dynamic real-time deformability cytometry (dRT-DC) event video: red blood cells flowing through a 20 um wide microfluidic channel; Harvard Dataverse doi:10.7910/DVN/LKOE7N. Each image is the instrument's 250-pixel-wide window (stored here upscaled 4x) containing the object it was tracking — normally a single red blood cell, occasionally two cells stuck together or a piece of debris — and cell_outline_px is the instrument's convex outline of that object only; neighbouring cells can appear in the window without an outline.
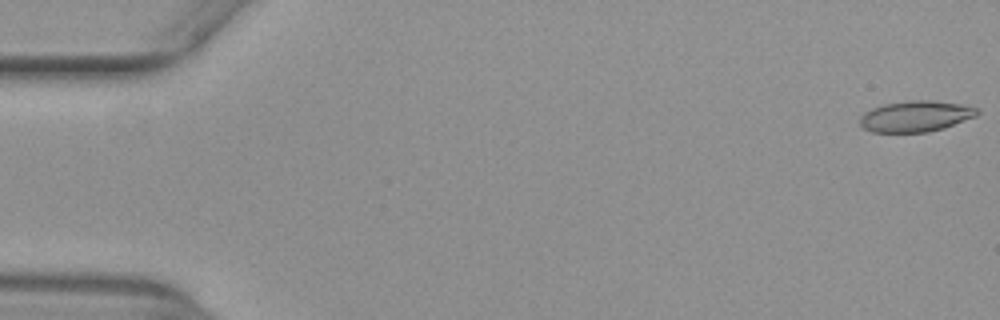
{"species": "common noctule bat (a hibernating species)", "species_latin": "Nyctalus noctula", "temperature_condition": "warm", "stored_images_in_passage": 12, "camera_frame_rate_fps": 3000, "um_per_image_px": 0.085, "animal": {"sex": "female", "body_mass_g": 29.2, "forearm_length_mm": 56.3}, "frame": {"image": 1, "passage_image": 1, "time_ms": 0.0, "image_size_px": [1000, 320], "cell_outline_px": [[980, 112], [976, 116], [944, 128], [928, 132], [872, 132], [864, 128], [860, 124], [860, 116], [864, 112], [872, 108], [884, 104], [908, 100], [932, 100], [960, 104], [976, 108]], "centroid_in_image_um": [77.82, 9.88], "position_along_channel_um": 7.2, "area_um2": 21.15}}